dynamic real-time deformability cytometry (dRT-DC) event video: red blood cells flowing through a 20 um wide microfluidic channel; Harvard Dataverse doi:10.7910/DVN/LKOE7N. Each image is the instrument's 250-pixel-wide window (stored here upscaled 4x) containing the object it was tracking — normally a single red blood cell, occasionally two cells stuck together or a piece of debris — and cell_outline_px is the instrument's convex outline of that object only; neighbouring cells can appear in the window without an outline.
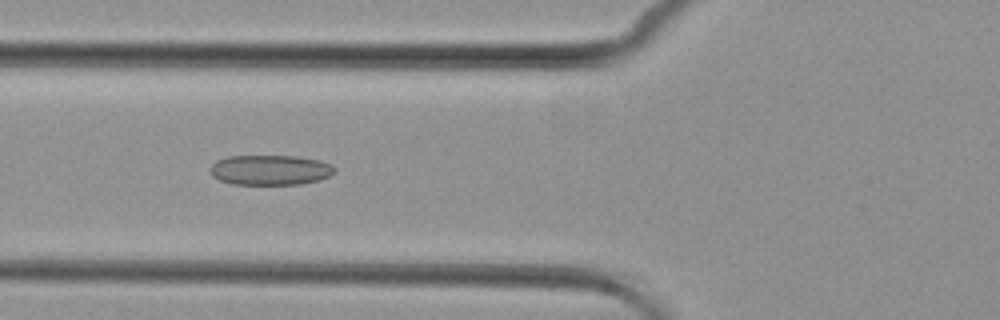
{"species": "common noctule bat (a hibernating species)", "species_latin": "Nyctalus noctula", "temperature_condition": "cold", "stored_images_in_passage": 5, "camera_frame_rate_fps": 3000, "um_per_image_px": 0.085, "animal": {"sex": "female", "body_mass_g": 29.2, "forearm_length_mm": 56.3}, "frame": {"image": 1, "passage_image": 4, "time_ms": 3.667, "image_size_px": [1000, 320], "cell_outline_px": [[336, 172], [320, 180], [300, 184], [232, 184], [220, 180], [212, 176], [212, 164], [216, 160], [228, 156], [296, 156], [320, 160], [332, 164], [336, 168]], "centroid_in_image_um": [23.01, 14.44], "position_along_channel_um": 102.8, "area_um2": 21.85}}
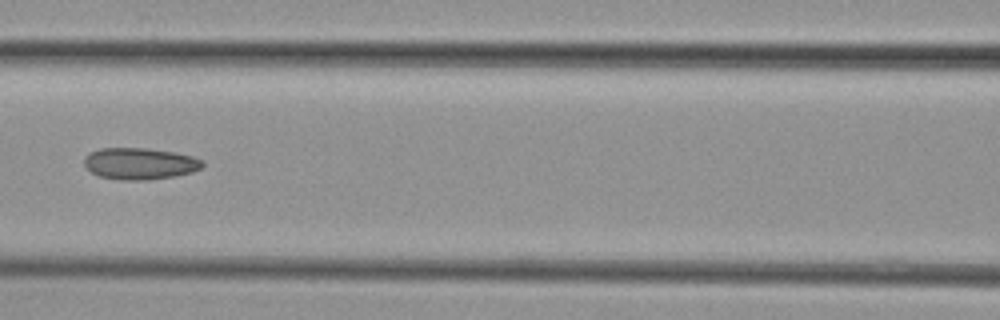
{"frame": {"image": 2, "passage_image": 5, "time_ms": 5.0, "image_size_px": [1000, 320], "cell_outline_px": [[204, 164], [200, 168], [192, 172], [176, 176], [148, 180], [120, 180], [100, 176], [92, 172], [84, 164], [84, 156], [88, 152], [100, 148], [148, 148], [176, 152], [192, 156], [204, 160]], "centroid_in_image_um": [11.89, 13.9], "position_along_channel_um": 154.7, "area_um2": 22.02}}